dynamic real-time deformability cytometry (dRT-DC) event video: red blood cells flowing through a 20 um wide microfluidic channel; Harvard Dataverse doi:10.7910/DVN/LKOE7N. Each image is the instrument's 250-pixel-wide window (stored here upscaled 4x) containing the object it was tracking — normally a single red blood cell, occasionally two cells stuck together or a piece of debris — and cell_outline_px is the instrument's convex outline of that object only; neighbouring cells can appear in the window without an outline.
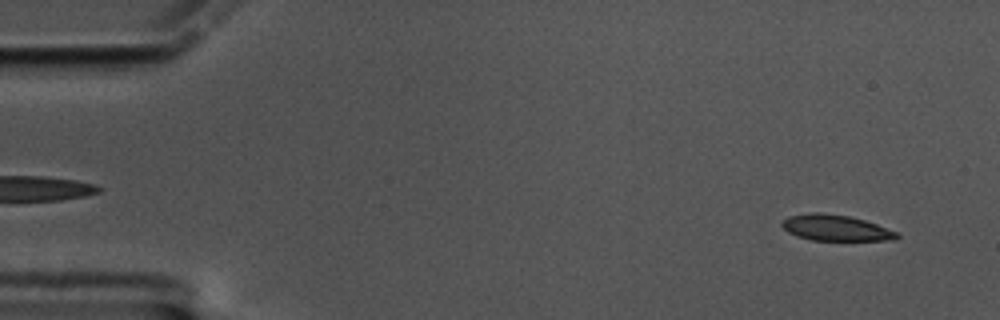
{"species": "common noctule bat (a hibernating species)", "species_latin": "Nyctalus noctula", "temperature_condition": "cold", "stored_images_in_passage": 58, "camera_frame_rate_fps": 3000, "um_per_image_px": 0.085, "animal": {"sex": "male", "body_mass_g": 17.5, "forearm_length_mm": 52.3}, "frame": {"image": 1, "passage_image": 3, "time_ms": 0.667, "image_size_px": [1000, 320], "cell_outline_px": [[900, 236], [896, 240], [812, 240], [796, 236], [788, 232], [780, 224], [788, 216], [808, 212], [820, 212], [848, 216], [864, 220], [900, 232]], "centroid_in_image_um": [71.05, 19.37], "position_along_channel_um": 14.0, "area_um2": 17.46}}
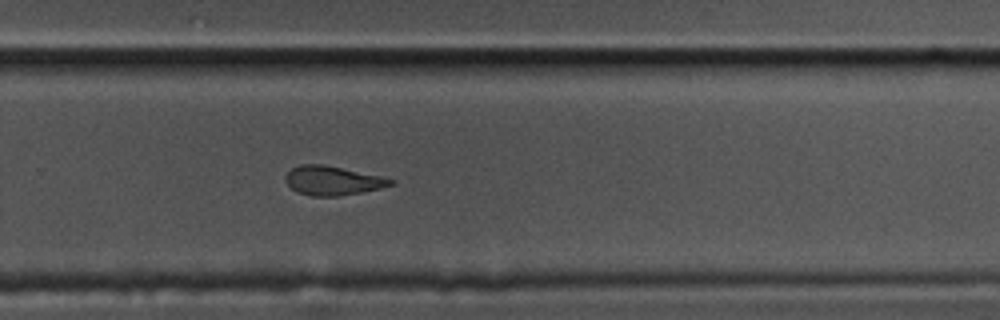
{"frame": {"image": 2, "passage_image": 38, "time_ms": 12.333, "image_size_px": [1000, 320], "cell_outline_px": [[396, 184], [380, 188], [360, 192], [336, 196], [312, 196], [296, 192], [284, 180], [284, 176], [292, 168], [300, 164], [324, 164], [380, 176], [396, 180]], "centroid_in_image_um": [28.26, 15.34], "position_along_channel_um": 301.5, "area_um2": 17.8}}
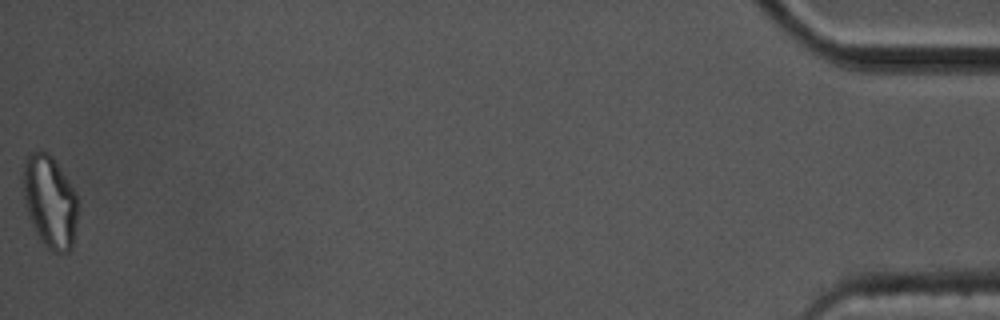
{"frame": {"image": 3, "passage_image": 58, "time_ms": 19.0, "image_size_px": [1000, 320], "cell_outline_px": [[76, 220], [72, 248], [68, 252], [52, 252], [40, 240], [28, 216], [24, 200], [24, 160], [28, 152], [48, 152], [56, 160], [76, 192]], "centroid_in_image_um": [4.23, 17.12], "position_along_channel_um": 431.0, "area_um2": 29.3}, "authors_computed_cell_mechanics": {"area_um2": 18.496, "velocity_mm_per_s": 3.4106, "shape_relaxation_time_tau1_ms": null, "shape_relaxation_time_tau2_ms": 5.1539, "deformation_change_tau1": null, "deformation_change_tau2": 0.1292}}